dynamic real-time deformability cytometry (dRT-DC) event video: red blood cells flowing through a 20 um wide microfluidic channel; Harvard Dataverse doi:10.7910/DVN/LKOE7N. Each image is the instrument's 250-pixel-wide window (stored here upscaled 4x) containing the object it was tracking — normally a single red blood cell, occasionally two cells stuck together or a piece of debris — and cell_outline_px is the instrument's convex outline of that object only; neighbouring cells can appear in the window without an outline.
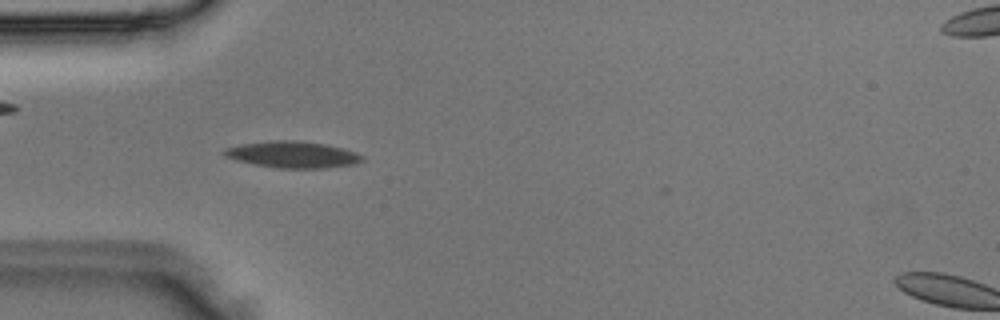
{"species": "Egyptian fruit bat (a non-hibernating species)", "species_latin": "Rousettus aegyptiacus", "temperature_condition": "room temperature", "stored_images_in_passage": 2, "camera_frame_rate_fps": 3000, "um_per_image_px": 0.085, "animal": {"sex": "male"}, "frame": {"image": 1, "passage_image": 1, "time_ms": 0.0, "image_size_px": [1000, 320], "cell_outline_px": [[364, 160], [356, 164], [328, 168], [280, 168], [256, 164], [236, 160], [224, 156], [220, 152], [224, 148], [240, 144], [272, 140], [300, 140], [328, 144], [356, 152], [364, 156]], "centroid_in_image_um": [24.89, 13.13], "position_along_channel_um": 60.1, "area_um2": 21.62}}